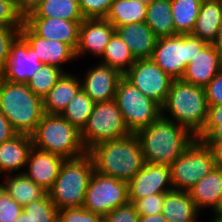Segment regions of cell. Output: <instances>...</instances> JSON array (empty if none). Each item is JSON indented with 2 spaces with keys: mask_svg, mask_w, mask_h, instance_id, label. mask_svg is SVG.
I'll list each match as a JSON object with an SVG mask.
<instances>
[{
  "mask_svg": "<svg viewBox=\"0 0 222 222\" xmlns=\"http://www.w3.org/2000/svg\"><path fill=\"white\" fill-rule=\"evenodd\" d=\"M145 163L170 166L196 139L188 129L162 115L135 133Z\"/></svg>",
  "mask_w": 222,
  "mask_h": 222,
  "instance_id": "obj_1",
  "label": "cell"
},
{
  "mask_svg": "<svg viewBox=\"0 0 222 222\" xmlns=\"http://www.w3.org/2000/svg\"><path fill=\"white\" fill-rule=\"evenodd\" d=\"M88 153L92 157L96 172L126 182H129L145 164L135 133L96 144Z\"/></svg>",
  "mask_w": 222,
  "mask_h": 222,
  "instance_id": "obj_2",
  "label": "cell"
},
{
  "mask_svg": "<svg viewBox=\"0 0 222 222\" xmlns=\"http://www.w3.org/2000/svg\"><path fill=\"white\" fill-rule=\"evenodd\" d=\"M207 111L205 88L192 85L181 79L172 81L167 99L162 106L164 118L178 123L197 136L205 125ZM167 113L172 119L167 116Z\"/></svg>",
  "mask_w": 222,
  "mask_h": 222,
  "instance_id": "obj_3",
  "label": "cell"
},
{
  "mask_svg": "<svg viewBox=\"0 0 222 222\" xmlns=\"http://www.w3.org/2000/svg\"><path fill=\"white\" fill-rule=\"evenodd\" d=\"M0 112L18 134L31 135L44 113L43 99L27 84L11 83L0 77Z\"/></svg>",
  "mask_w": 222,
  "mask_h": 222,
  "instance_id": "obj_4",
  "label": "cell"
},
{
  "mask_svg": "<svg viewBox=\"0 0 222 222\" xmlns=\"http://www.w3.org/2000/svg\"><path fill=\"white\" fill-rule=\"evenodd\" d=\"M95 171L91 155L63 161L59 175L48 195L57 210L83 207L85 194Z\"/></svg>",
  "mask_w": 222,
  "mask_h": 222,
  "instance_id": "obj_5",
  "label": "cell"
},
{
  "mask_svg": "<svg viewBox=\"0 0 222 222\" xmlns=\"http://www.w3.org/2000/svg\"><path fill=\"white\" fill-rule=\"evenodd\" d=\"M30 136L33 147L65 160L78 158L88 152L82 143L81 131L61 115L44 114Z\"/></svg>",
  "mask_w": 222,
  "mask_h": 222,
  "instance_id": "obj_6",
  "label": "cell"
},
{
  "mask_svg": "<svg viewBox=\"0 0 222 222\" xmlns=\"http://www.w3.org/2000/svg\"><path fill=\"white\" fill-rule=\"evenodd\" d=\"M207 44L192 34L159 37L151 59L171 78L178 80L193 57Z\"/></svg>",
  "mask_w": 222,
  "mask_h": 222,
  "instance_id": "obj_7",
  "label": "cell"
},
{
  "mask_svg": "<svg viewBox=\"0 0 222 222\" xmlns=\"http://www.w3.org/2000/svg\"><path fill=\"white\" fill-rule=\"evenodd\" d=\"M123 115L114 100L95 103L88 121L81 131V140L87 151L96 144L130 135Z\"/></svg>",
  "mask_w": 222,
  "mask_h": 222,
  "instance_id": "obj_8",
  "label": "cell"
},
{
  "mask_svg": "<svg viewBox=\"0 0 222 222\" xmlns=\"http://www.w3.org/2000/svg\"><path fill=\"white\" fill-rule=\"evenodd\" d=\"M115 101L131 133L150 126L162 115V107L124 77L118 82Z\"/></svg>",
  "mask_w": 222,
  "mask_h": 222,
  "instance_id": "obj_9",
  "label": "cell"
},
{
  "mask_svg": "<svg viewBox=\"0 0 222 222\" xmlns=\"http://www.w3.org/2000/svg\"><path fill=\"white\" fill-rule=\"evenodd\" d=\"M169 167L173 190L188 191L214 168L213 152L195 139Z\"/></svg>",
  "mask_w": 222,
  "mask_h": 222,
  "instance_id": "obj_10",
  "label": "cell"
},
{
  "mask_svg": "<svg viewBox=\"0 0 222 222\" xmlns=\"http://www.w3.org/2000/svg\"><path fill=\"white\" fill-rule=\"evenodd\" d=\"M128 202V182L94 171L83 203L86 210L104 217Z\"/></svg>",
  "mask_w": 222,
  "mask_h": 222,
  "instance_id": "obj_11",
  "label": "cell"
},
{
  "mask_svg": "<svg viewBox=\"0 0 222 222\" xmlns=\"http://www.w3.org/2000/svg\"><path fill=\"white\" fill-rule=\"evenodd\" d=\"M123 77L161 107L174 80L151 58L136 60Z\"/></svg>",
  "mask_w": 222,
  "mask_h": 222,
  "instance_id": "obj_12",
  "label": "cell"
},
{
  "mask_svg": "<svg viewBox=\"0 0 222 222\" xmlns=\"http://www.w3.org/2000/svg\"><path fill=\"white\" fill-rule=\"evenodd\" d=\"M42 65L34 49L19 35L11 45L9 58L0 77L11 83L27 84Z\"/></svg>",
  "mask_w": 222,
  "mask_h": 222,
  "instance_id": "obj_13",
  "label": "cell"
},
{
  "mask_svg": "<svg viewBox=\"0 0 222 222\" xmlns=\"http://www.w3.org/2000/svg\"><path fill=\"white\" fill-rule=\"evenodd\" d=\"M172 190L170 167L145 163L143 168L128 182V200L142 199Z\"/></svg>",
  "mask_w": 222,
  "mask_h": 222,
  "instance_id": "obj_14",
  "label": "cell"
},
{
  "mask_svg": "<svg viewBox=\"0 0 222 222\" xmlns=\"http://www.w3.org/2000/svg\"><path fill=\"white\" fill-rule=\"evenodd\" d=\"M84 76L81 89L94 103L114 100L118 82L123 77L117 69L102 63L88 69Z\"/></svg>",
  "mask_w": 222,
  "mask_h": 222,
  "instance_id": "obj_15",
  "label": "cell"
},
{
  "mask_svg": "<svg viewBox=\"0 0 222 222\" xmlns=\"http://www.w3.org/2000/svg\"><path fill=\"white\" fill-rule=\"evenodd\" d=\"M20 35L26 40L41 63L63 69V64L76 59L75 51L66 43L38 36L25 22Z\"/></svg>",
  "mask_w": 222,
  "mask_h": 222,
  "instance_id": "obj_16",
  "label": "cell"
},
{
  "mask_svg": "<svg viewBox=\"0 0 222 222\" xmlns=\"http://www.w3.org/2000/svg\"><path fill=\"white\" fill-rule=\"evenodd\" d=\"M114 33V26L105 18L84 19L79 28L76 59L81 58L85 53L101 58Z\"/></svg>",
  "mask_w": 222,
  "mask_h": 222,
  "instance_id": "obj_17",
  "label": "cell"
},
{
  "mask_svg": "<svg viewBox=\"0 0 222 222\" xmlns=\"http://www.w3.org/2000/svg\"><path fill=\"white\" fill-rule=\"evenodd\" d=\"M221 69L220 53L207 44L187 65L181 80L205 88Z\"/></svg>",
  "mask_w": 222,
  "mask_h": 222,
  "instance_id": "obj_18",
  "label": "cell"
},
{
  "mask_svg": "<svg viewBox=\"0 0 222 222\" xmlns=\"http://www.w3.org/2000/svg\"><path fill=\"white\" fill-rule=\"evenodd\" d=\"M64 160L58 155L32 147L24 173L48 192L59 175Z\"/></svg>",
  "mask_w": 222,
  "mask_h": 222,
  "instance_id": "obj_19",
  "label": "cell"
},
{
  "mask_svg": "<svg viewBox=\"0 0 222 222\" xmlns=\"http://www.w3.org/2000/svg\"><path fill=\"white\" fill-rule=\"evenodd\" d=\"M24 22L38 35L48 40L68 44L74 51L79 41V28L82 21H69L60 18H25Z\"/></svg>",
  "mask_w": 222,
  "mask_h": 222,
  "instance_id": "obj_20",
  "label": "cell"
},
{
  "mask_svg": "<svg viewBox=\"0 0 222 222\" xmlns=\"http://www.w3.org/2000/svg\"><path fill=\"white\" fill-rule=\"evenodd\" d=\"M188 192L199 212L202 208L218 212L222 205V170L214 166Z\"/></svg>",
  "mask_w": 222,
  "mask_h": 222,
  "instance_id": "obj_21",
  "label": "cell"
},
{
  "mask_svg": "<svg viewBox=\"0 0 222 222\" xmlns=\"http://www.w3.org/2000/svg\"><path fill=\"white\" fill-rule=\"evenodd\" d=\"M114 28L115 32L129 47L135 60L151 58L158 37L145 22Z\"/></svg>",
  "mask_w": 222,
  "mask_h": 222,
  "instance_id": "obj_22",
  "label": "cell"
},
{
  "mask_svg": "<svg viewBox=\"0 0 222 222\" xmlns=\"http://www.w3.org/2000/svg\"><path fill=\"white\" fill-rule=\"evenodd\" d=\"M32 147V138L26 134H17L0 144V174L5 176L19 170L24 173Z\"/></svg>",
  "mask_w": 222,
  "mask_h": 222,
  "instance_id": "obj_23",
  "label": "cell"
},
{
  "mask_svg": "<svg viewBox=\"0 0 222 222\" xmlns=\"http://www.w3.org/2000/svg\"><path fill=\"white\" fill-rule=\"evenodd\" d=\"M81 78L65 72L43 98L45 114L61 115L75 94L81 89Z\"/></svg>",
  "mask_w": 222,
  "mask_h": 222,
  "instance_id": "obj_24",
  "label": "cell"
},
{
  "mask_svg": "<svg viewBox=\"0 0 222 222\" xmlns=\"http://www.w3.org/2000/svg\"><path fill=\"white\" fill-rule=\"evenodd\" d=\"M161 213L168 222H196L200 212L188 191L172 190L164 195Z\"/></svg>",
  "mask_w": 222,
  "mask_h": 222,
  "instance_id": "obj_25",
  "label": "cell"
},
{
  "mask_svg": "<svg viewBox=\"0 0 222 222\" xmlns=\"http://www.w3.org/2000/svg\"><path fill=\"white\" fill-rule=\"evenodd\" d=\"M222 20V0H203L192 35L212 44Z\"/></svg>",
  "mask_w": 222,
  "mask_h": 222,
  "instance_id": "obj_26",
  "label": "cell"
},
{
  "mask_svg": "<svg viewBox=\"0 0 222 222\" xmlns=\"http://www.w3.org/2000/svg\"><path fill=\"white\" fill-rule=\"evenodd\" d=\"M1 184L6 192L22 207L43 198L48 192L33 182L25 173L8 174Z\"/></svg>",
  "mask_w": 222,
  "mask_h": 222,
  "instance_id": "obj_27",
  "label": "cell"
},
{
  "mask_svg": "<svg viewBox=\"0 0 222 222\" xmlns=\"http://www.w3.org/2000/svg\"><path fill=\"white\" fill-rule=\"evenodd\" d=\"M145 23L158 38L177 35L170 0H154L148 4Z\"/></svg>",
  "mask_w": 222,
  "mask_h": 222,
  "instance_id": "obj_28",
  "label": "cell"
},
{
  "mask_svg": "<svg viewBox=\"0 0 222 222\" xmlns=\"http://www.w3.org/2000/svg\"><path fill=\"white\" fill-rule=\"evenodd\" d=\"M147 6L134 0H114L105 19L114 27L143 23L146 20Z\"/></svg>",
  "mask_w": 222,
  "mask_h": 222,
  "instance_id": "obj_29",
  "label": "cell"
},
{
  "mask_svg": "<svg viewBox=\"0 0 222 222\" xmlns=\"http://www.w3.org/2000/svg\"><path fill=\"white\" fill-rule=\"evenodd\" d=\"M60 18L69 21H83L78 0H44L26 18Z\"/></svg>",
  "mask_w": 222,
  "mask_h": 222,
  "instance_id": "obj_30",
  "label": "cell"
},
{
  "mask_svg": "<svg viewBox=\"0 0 222 222\" xmlns=\"http://www.w3.org/2000/svg\"><path fill=\"white\" fill-rule=\"evenodd\" d=\"M99 59H102L100 63L117 69L122 75L136 62L129 47L116 32L111 37L104 54Z\"/></svg>",
  "mask_w": 222,
  "mask_h": 222,
  "instance_id": "obj_31",
  "label": "cell"
},
{
  "mask_svg": "<svg viewBox=\"0 0 222 222\" xmlns=\"http://www.w3.org/2000/svg\"><path fill=\"white\" fill-rule=\"evenodd\" d=\"M203 0H170L177 34H191Z\"/></svg>",
  "mask_w": 222,
  "mask_h": 222,
  "instance_id": "obj_32",
  "label": "cell"
},
{
  "mask_svg": "<svg viewBox=\"0 0 222 222\" xmlns=\"http://www.w3.org/2000/svg\"><path fill=\"white\" fill-rule=\"evenodd\" d=\"M94 104L93 100L80 89L69 102L61 116L79 131H82L93 111Z\"/></svg>",
  "mask_w": 222,
  "mask_h": 222,
  "instance_id": "obj_33",
  "label": "cell"
},
{
  "mask_svg": "<svg viewBox=\"0 0 222 222\" xmlns=\"http://www.w3.org/2000/svg\"><path fill=\"white\" fill-rule=\"evenodd\" d=\"M16 222H58V210L47 193L24 206Z\"/></svg>",
  "mask_w": 222,
  "mask_h": 222,
  "instance_id": "obj_34",
  "label": "cell"
},
{
  "mask_svg": "<svg viewBox=\"0 0 222 222\" xmlns=\"http://www.w3.org/2000/svg\"><path fill=\"white\" fill-rule=\"evenodd\" d=\"M65 72L67 71L63 72L55 66L43 64L27 85L36 96L43 99Z\"/></svg>",
  "mask_w": 222,
  "mask_h": 222,
  "instance_id": "obj_35",
  "label": "cell"
},
{
  "mask_svg": "<svg viewBox=\"0 0 222 222\" xmlns=\"http://www.w3.org/2000/svg\"><path fill=\"white\" fill-rule=\"evenodd\" d=\"M114 0H78L84 19L105 18Z\"/></svg>",
  "mask_w": 222,
  "mask_h": 222,
  "instance_id": "obj_36",
  "label": "cell"
},
{
  "mask_svg": "<svg viewBox=\"0 0 222 222\" xmlns=\"http://www.w3.org/2000/svg\"><path fill=\"white\" fill-rule=\"evenodd\" d=\"M23 207L0 185V222H16Z\"/></svg>",
  "mask_w": 222,
  "mask_h": 222,
  "instance_id": "obj_37",
  "label": "cell"
},
{
  "mask_svg": "<svg viewBox=\"0 0 222 222\" xmlns=\"http://www.w3.org/2000/svg\"><path fill=\"white\" fill-rule=\"evenodd\" d=\"M164 195L165 193H158L142 199L129 200V202L134 205L139 216L156 215L162 211Z\"/></svg>",
  "mask_w": 222,
  "mask_h": 222,
  "instance_id": "obj_38",
  "label": "cell"
},
{
  "mask_svg": "<svg viewBox=\"0 0 222 222\" xmlns=\"http://www.w3.org/2000/svg\"><path fill=\"white\" fill-rule=\"evenodd\" d=\"M58 222H102V217L84 207L64 208L58 210Z\"/></svg>",
  "mask_w": 222,
  "mask_h": 222,
  "instance_id": "obj_39",
  "label": "cell"
},
{
  "mask_svg": "<svg viewBox=\"0 0 222 222\" xmlns=\"http://www.w3.org/2000/svg\"><path fill=\"white\" fill-rule=\"evenodd\" d=\"M23 17L17 12L14 0H0V26L21 28Z\"/></svg>",
  "mask_w": 222,
  "mask_h": 222,
  "instance_id": "obj_40",
  "label": "cell"
},
{
  "mask_svg": "<svg viewBox=\"0 0 222 222\" xmlns=\"http://www.w3.org/2000/svg\"><path fill=\"white\" fill-rule=\"evenodd\" d=\"M21 28L0 26V73L4 70L13 41L20 35Z\"/></svg>",
  "mask_w": 222,
  "mask_h": 222,
  "instance_id": "obj_41",
  "label": "cell"
},
{
  "mask_svg": "<svg viewBox=\"0 0 222 222\" xmlns=\"http://www.w3.org/2000/svg\"><path fill=\"white\" fill-rule=\"evenodd\" d=\"M139 220L140 216L131 202L112 210L102 217V222H139Z\"/></svg>",
  "mask_w": 222,
  "mask_h": 222,
  "instance_id": "obj_42",
  "label": "cell"
},
{
  "mask_svg": "<svg viewBox=\"0 0 222 222\" xmlns=\"http://www.w3.org/2000/svg\"><path fill=\"white\" fill-rule=\"evenodd\" d=\"M207 104H222V69L205 87Z\"/></svg>",
  "mask_w": 222,
  "mask_h": 222,
  "instance_id": "obj_43",
  "label": "cell"
},
{
  "mask_svg": "<svg viewBox=\"0 0 222 222\" xmlns=\"http://www.w3.org/2000/svg\"><path fill=\"white\" fill-rule=\"evenodd\" d=\"M196 139L201 141H222V125H204Z\"/></svg>",
  "mask_w": 222,
  "mask_h": 222,
  "instance_id": "obj_44",
  "label": "cell"
},
{
  "mask_svg": "<svg viewBox=\"0 0 222 222\" xmlns=\"http://www.w3.org/2000/svg\"><path fill=\"white\" fill-rule=\"evenodd\" d=\"M44 0H14L17 12L25 19L33 13Z\"/></svg>",
  "mask_w": 222,
  "mask_h": 222,
  "instance_id": "obj_45",
  "label": "cell"
},
{
  "mask_svg": "<svg viewBox=\"0 0 222 222\" xmlns=\"http://www.w3.org/2000/svg\"><path fill=\"white\" fill-rule=\"evenodd\" d=\"M18 133L13 129L8 118L0 112V144L15 137Z\"/></svg>",
  "mask_w": 222,
  "mask_h": 222,
  "instance_id": "obj_46",
  "label": "cell"
},
{
  "mask_svg": "<svg viewBox=\"0 0 222 222\" xmlns=\"http://www.w3.org/2000/svg\"><path fill=\"white\" fill-rule=\"evenodd\" d=\"M205 125H222V104L208 105Z\"/></svg>",
  "mask_w": 222,
  "mask_h": 222,
  "instance_id": "obj_47",
  "label": "cell"
},
{
  "mask_svg": "<svg viewBox=\"0 0 222 222\" xmlns=\"http://www.w3.org/2000/svg\"><path fill=\"white\" fill-rule=\"evenodd\" d=\"M213 152L214 166L222 170V141H203Z\"/></svg>",
  "mask_w": 222,
  "mask_h": 222,
  "instance_id": "obj_48",
  "label": "cell"
},
{
  "mask_svg": "<svg viewBox=\"0 0 222 222\" xmlns=\"http://www.w3.org/2000/svg\"><path fill=\"white\" fill-rule=\"evenodd\" d=\"M139 222H168L162 213L140 216Z\"/></svg>",
  "mask_w": 222,
  "mask_h": 222,
  "instance_id": "obj_49",
  "label": "cell"
},
{
  "mask_svg": "<svg viewBox=\"0 0 222 222\" xmlns=\"http://www.w3.org/2000/svg\"><path fill=\"white\" fill-rule=\"evenodd\" d=\"M212 44L214 48L220 53L222 58V20L219 25V30L217 32L216 38Z\"/></svg>",
  "mask_w": 222,
  "mask_h": 222,
  "instance_id": "obj_50",
  "label": "cell"
},
{
  "mask_svg": "<svg viewBox=\"0 0 222 222\" xmlns=\"http://www.w3.org/2000/svg\"><path fill=\"white\" fill-rule=\"evenodd\" d=\"M214 218L211 219V222H222V214L219 212H214Z\"/></svg>",
  "mask_w": 222,
  "mask_h": 222,
  "instance_id": "obj_51",
  "label": "cell"
},
{
  "mask_svg": "<svg viewBox=\"0 0 222 222\" xmlns=\"http://www.w3.org/2000/svg\"><path fill=\"white\" fill-rule=\"evenodd\" d=\"M134 1H138L140 3L148 5V4H151L154 0H134Z\"/></svg>",
  "mask_w": 222,
  "mask_h": 222,
  "instance_id": "obj_52",
  "label": "cell"
},
{
  "mask_svg": "<svg viewBox=\"0 0 222 222\" xmlns=\"http://www.w3.org/2000/svg\"><path fill=\"white\" fill-rule=\"evenodd\" d=\"M218 212L222 214V205H221V208L219 209Z\"/></svg>",
  "mask_w": 222,
  "mask_h": 222,
  "instance_id": "obj_53",
  "label": "cell"
}]
</instances>
